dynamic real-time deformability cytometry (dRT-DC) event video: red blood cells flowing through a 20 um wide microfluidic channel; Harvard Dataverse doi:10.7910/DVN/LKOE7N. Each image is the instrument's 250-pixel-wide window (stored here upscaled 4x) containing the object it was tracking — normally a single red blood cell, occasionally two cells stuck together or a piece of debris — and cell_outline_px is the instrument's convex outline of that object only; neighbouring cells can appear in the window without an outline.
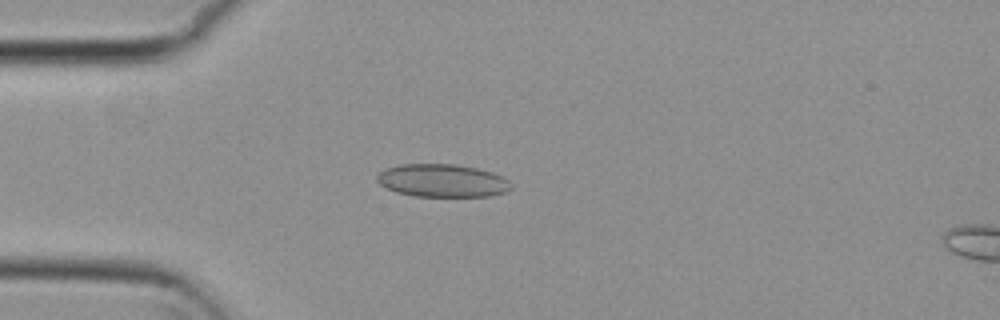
{"species": "common noctule bat (a hibernating species)", "species_latin": "Nyctalus noctula", "temperature_condition": "cold", "stored_images_in_passage": 4, "camera_frame_rate_fps": 3000, "um_per_image_px": 0.085, "animal": {"sex": "female", "body_mass_g": 29.2, "forearm_length_mm": 56.3}, "frame": {"image": 1, "passage_image": 3, "time_ms": 0.667, "image_size_px": [1000, 320], "cell_outline_px": [[512, 188], [508, 192], [488, 196], [412, 196], [396, 192], [380, 184], [376, 180], [376, 176], [384, 168], [400, 164], [456, 164], [476, 168], [492, 172], [504, 176], [512, 184]], "centroid_in_image_um": [37.61, 15.35], "position_along_channel_um": 47.4, "area_um2": 25.95}}